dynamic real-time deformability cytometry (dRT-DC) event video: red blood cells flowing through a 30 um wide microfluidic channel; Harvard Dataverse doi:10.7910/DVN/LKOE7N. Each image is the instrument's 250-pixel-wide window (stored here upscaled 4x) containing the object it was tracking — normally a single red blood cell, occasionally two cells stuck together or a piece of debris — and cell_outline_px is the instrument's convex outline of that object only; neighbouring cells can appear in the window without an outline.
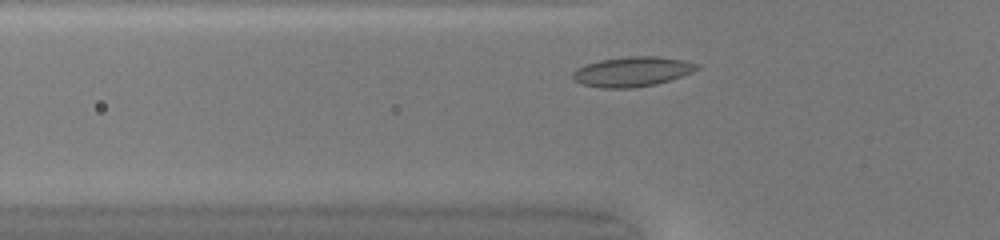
{"species": "common noctule bat (a hibernating species)", "species_latin": "Nyctalus noctula", "temperature_condition": "warm", "stored_images_in_passage": 29, "camera_frame_rate_fps": 3000, "um_per_image_px": 0.085, "animal": {"sex": "female", "body_mass_g": 20.0, "forearm_length_mm": 54.0}, "frame": {"image": 1, "passage_image": 4, "time_ms": 1.0, "image_size_px": [1000, 240], "cell_outline_px": [[700, 68], [692, 72], [656, 84], [632, 88], [604, 88], [584, 84], [576, 80], [572, 76], [572, 72], [576, 68], [600, 60], [628, 56], [656, 56], [684, 60], [700, 64]], "centroid_in_image_um": [53.77, 6.08], "position_along_channel_um": 72.0, "area_um2": 21.39}}
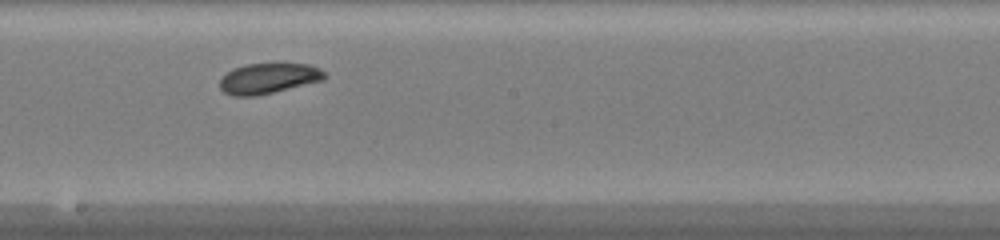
{"frame": {"image": 2, "passage_image": 15, "time_ms": 4.667, "image_size_px": [1000, 240], "cell_outline_px": [[328, 76], [324, 80], [256, 96], [232, 96], [224, 92], [220, 88], [220, 80], [232, 68], [248, 64], [308, 64], [320, 68]], "centroid_in_image_um": [22.83, 6.67], "position_along_channel_um": 225.4, "area_um2": 18.5}}
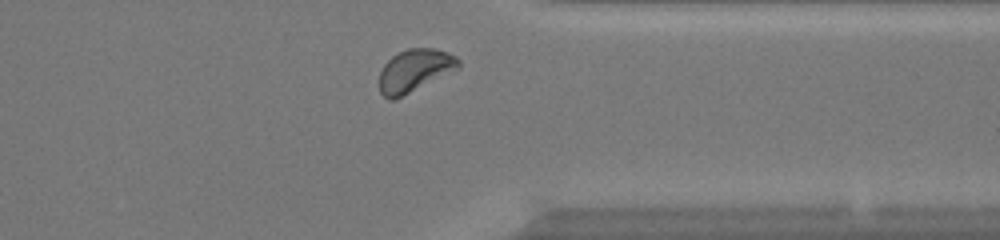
{"frame": {"image": 3, "passage_image": 26, "time_ms": 8.333, "image_size_px": [1000, 240], "cell_outline_px": [[460, 68], [392, 100], [388, 100], [380, 92], [380, 72], [384, 64], [392, 56], [408, 48], [432, 48], [448, 52], [456, 56], [460, 60]], "centroid_in_image_um": [35.26, 5.97], "position_along_channel_um": 376.1, "area_um2": 19.36}, "authors_computed_cell_mechanics": {"area_um2": 19.1318, "velocity_mm_per_s": 4.1959, "shape_relaxation_time_tau1_ms": 1.3059, "shape_relaxation_time_tau2_ms": 8.5076, "deformation_change_tau1": 0.0648, "deformation_change_tau2": 0.0798}}